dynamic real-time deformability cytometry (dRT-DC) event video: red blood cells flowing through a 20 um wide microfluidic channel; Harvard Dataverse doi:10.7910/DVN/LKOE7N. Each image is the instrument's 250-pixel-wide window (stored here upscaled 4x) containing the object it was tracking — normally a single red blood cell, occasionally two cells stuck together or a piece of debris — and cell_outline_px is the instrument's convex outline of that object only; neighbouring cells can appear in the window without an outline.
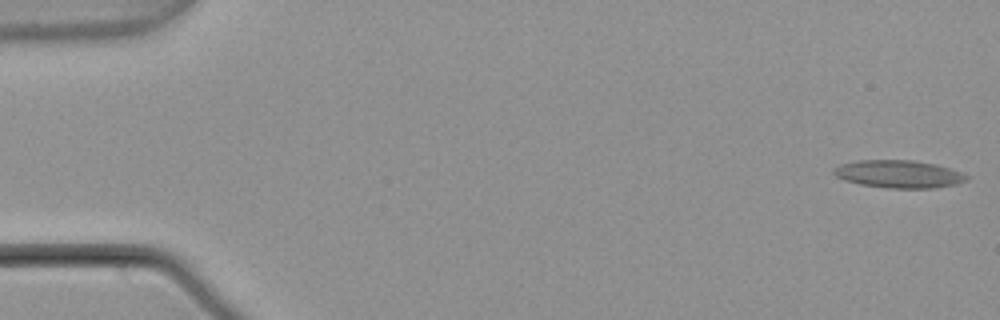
{"species": "common noctule bat (a hibernating species)", "species_latin": "Nyctalus noctula", "temperature_condition": "warm", "stored_images_in_passage": 5, "camera_frame_rate_fps": 3000, "um_per_image_px": 0.085, "animal": {"sex": "male", "body_mass_g": 21.5, "forearm_length_mm": 52.0}, "frame": {"image": 1, "passage_image": 1, "time_ms": 0.0, "image_size_px": [1000, 320], "cell_outline_px": [[968, 180], [956, 184], [932, 188], [888, 188], [860, 184], [844, 180], [836, 176], [832, 172], [832, 168], [840, 164], [856, 160], [912, 160], [936, 164], [960, 172], [968, 176]], "centroid_in_image_um": [76.35, 14.79], "position_along_channel_um": 8.6, "area_um2": 21.44}}
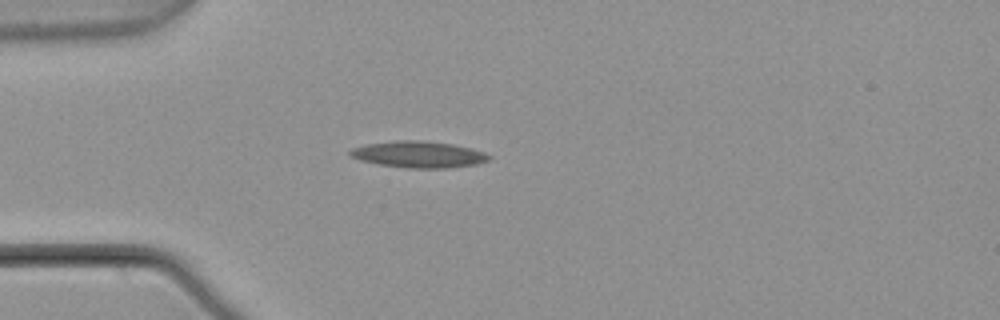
{"frame": {"image": 2, "passage_image": 5, "time_ms": 1.333, "image_size_px": [1000, 320], "cell_outline_px": [[492, 156], [488, 160], [476, 164], [448, 168], [408, 168], [380, 164], [360, 160], [352, 156], [348, 152], [352, 148], [364, 144], [396, 140], [424, 140], [452, 144], [472, 148], [484, 152]], "centroid_in_image_um": [35.59, 13.11], "position_along_channel_um": 49.4, "area_um2": 21.44}}